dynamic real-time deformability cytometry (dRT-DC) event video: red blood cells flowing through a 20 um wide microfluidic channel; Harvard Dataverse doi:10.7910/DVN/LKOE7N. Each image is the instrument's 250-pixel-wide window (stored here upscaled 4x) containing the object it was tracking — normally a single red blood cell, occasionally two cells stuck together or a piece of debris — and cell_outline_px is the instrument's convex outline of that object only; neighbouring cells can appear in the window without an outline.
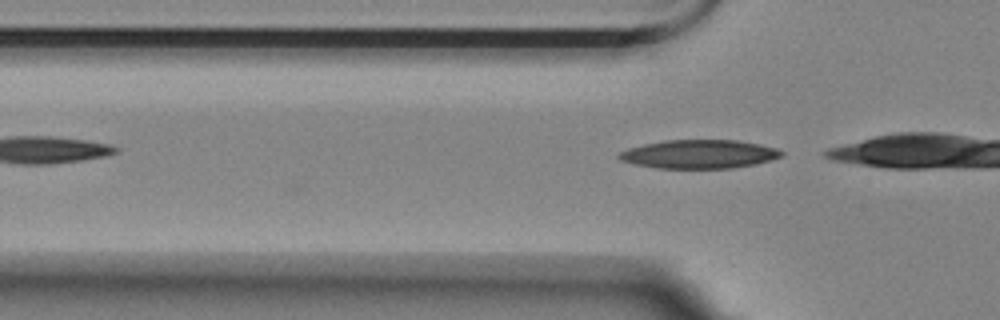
{"species": "Egyptian fruit bat (a non-hibernating species)", "species_latin": "Rousettus aegyptiacus", "temperature_condition": "room temperature", "stored_images_in_passage": 3, "camera_frame_rate_fps": 3000, "um_per_image_px": 0.085, "animal": {"sex": "female"}, "frame": {"image": 1, "passage_image": 3, "time_ms": 0.667, "image_size_px": [1000, 320], "cell_outline_px": [[784, 156], [772, 160], [756, 164], [732, 168], [656, 168], [632, 164], [620, 160], [616, 156], [620, 152], [628, 148], [644, 144], [664, 140], [736, 140], [760, 144], [776, 148], [784, 152]], "centroid_in_image_um": [59.43, 13.1], "position_along_channel_um": 66.4, "area_um2": 27.34}}